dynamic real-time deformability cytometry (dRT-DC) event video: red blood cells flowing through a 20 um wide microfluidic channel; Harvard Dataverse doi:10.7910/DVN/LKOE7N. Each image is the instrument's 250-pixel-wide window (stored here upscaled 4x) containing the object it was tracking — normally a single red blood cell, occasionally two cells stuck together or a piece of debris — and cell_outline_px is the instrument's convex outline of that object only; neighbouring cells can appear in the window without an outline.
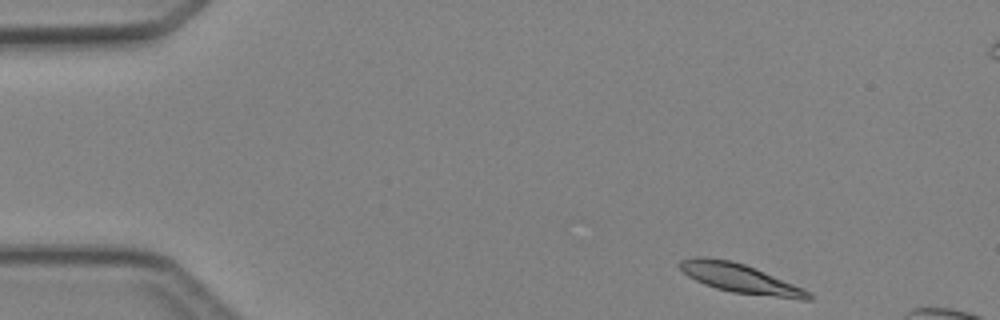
{"species": "Egyptian fruit bat (a non-hibernating species)", "species_latin": "Rousettus aegyptiacus", "temperature_condition": "cold", "stored_images_in_passage": 4, "camera_frame_rate_fps": 3000, "um_per_image_px": 0.085, "animal": {"sex": "female"}, "frame": {"image": 1, "passage_image": 1, "time_ms": 0.0, "image_size_px": [1000, 320], "cell_outline_px": [[812, 300], [800, 300], [732, 292], [716, 288], [704, 284], [688, 276], [680, 268], [680, 260], [692, 256], [704, 256], [728, 260], [744, 264], [756, 268], [804, 288], [812, 296]], "centroid_in_image_um": [62.93, 23.66], "position_along_channel_um": 22.1, "area_um2": 21.91}}